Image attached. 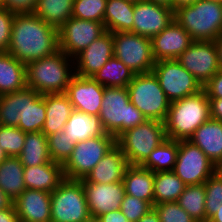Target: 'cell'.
<instances>
[{
  "label": "cell",
  "mask_w": 222,
  "mask_h": 222,
  "mask_svg": "<svg viewBox=\"0 0 222 222\" xmlns=\"http://www.w3.org/2000/svg\"><path fill=\"white\" fill-rule=\"evenodd\" d=\"M0 106L20 111L17 127L23 132H42L46 120L44 94L26 86L22 90L0 95Z\"/></svg>",
  "instance_id": "8fae6325"
},
{
  "label": "cell",
  "mask_w": 222,
  "mask_h": 222,
  "mask_svg": "<svg viewBox=\"0 0 222 222\" xmlns=\"http://www.w3.org/2000/svg\"><path fill=\"white\" fill-rule=\"evenodd\" d=\"M13 201L0 189V210L10 208Z\"/></svg>",
  "instance_id": "816d5d0a"
},
{
  "label": "cell",
  "mask_w": 222,
  "mask_h": 222,
  "mask_svg": "<svg viewBox=\"0 0 222 222\" xmlns=\"http://www.w3.org/2000/svg\"><path fill=\"white\" fill-rule=\"evenodd\" d=\"M6 158H7V155L4 153V151L0 147V163L3 162Z\"/></svg>",
  "instance_id": "680465c9"
},
{
  "label": "cell",
  "mask_w": 222,
  "mask_h": 222,
  "mask_svg": "<svg viewBox=\"0 0 222 222\" xmlns=\"http://www.w3.org/2000/svg\"><path fill=\"white\" fill-rule=\"evenodd\" d=\"M205 196L204 183L186 185L177 203L197 222H208L205 211Z\"/></svg>",
  "instance_id": "d590c367"
},
{
  "label": "cell",
  "mask_w": 222,
  "mask_h": 222,
  "mask_svg": "<svg viewBox=\"0 0 222 222\" xmlns=\"http://www.w3.org/2000/svg\"><path fill=\"white\" fill-rule=\"evenodd\" d=\"M47 139L52 161L63 165L70 157L74 143L63 130L47 136Z\"/></svg>",
  "instance_id": "f35d334b"
},
{
  "label": "cell",
  "mask_w": 222,
  "mask_h": 222,
  "mask_svg": "<svg viewBox=\"0 0 222 222\" xmlns=\"http://www.w3.org/2000/svg\"><path fill=\"white\" fill-rule=\"evenodd\" d=\"M160 222H197L177 202H166L153 205Z\"/></svg>",
  "instance_id": "60d3db41"
},
{
  "label": "cell",
  "mask_w": 222,
  "mask_h": 222,
  "mask_svg": "<svg viewBox=\"0 0 222 222\" xmlns=\"http://www.w3.org/2000/svg\"><path fill=\"white\" fill-rule=\"evenodd\" d=\"M19 218L14 205L10 208L0 210V222H18Z\"/></svg>",
  "instance_id": "681fc988"
},
{
  "label": "cell",
  "mask_w": 222,
  "mask_h": 222,
  "mask_svg": "<svg viewBox=\"0 0 222 222\" xmlns=\"http://www.w3.org/2000/svg\"><path fill=\"white\" fill-rule=\"evenodd\" d=\"M14 13L0 7V52H7L10 44Z\"/></svg>",
  "instance_id": "7bdbcfd3"
},
{
  "label": "cell",
  "mask_w": 222,
  "mask_h": 222,
  "mask_svg": "<svg viewBox=\"0 0 222 222\" xmlns=\"http://www.w3.org/2000/svg\"><path fill=\"white\" fill-rule=\"evenodd\" d=\"M74 75V59L60 49L26 64V86L42 95L65 93Z\"/></svg>",
  "instance_id": "7a4b0ae2"
},
{
  "label": "cell",
  "mask_w": 222,
  "mask_h": 222,
  "mask_svg": "<svg viewBox=\"0 0 222 222\" xmlns=\"http://www.w3.org/2000/svg\"><path fill=\"white\" fill-rule=\"evenodd\" d=\"M99 117L104 131L116 139L147 120L131 103L127 87H104Z\"/></svg>",
  "instance_id": "5b68a950"
},
{
  "label": "cell",
  "mask_w": 222,
  "mask_h": 222,
  "mask_svg": "<svg viewBox=\"0 0 222 222\" xmlns=\"http://www.w3.org/2000/svg\"><path fill=\"white\" fill-rule=\"evenodd\" d=\"M152 72L157 77L160 87L170 102L203 90L200 82L176 59L156 61Z\"/></svg>",
  "instance_id": "7c38bea8"
},
{
  "label": "cell",
  "mask_w": 222,
  "mask_h": 222,
  "mask_svg": "<svg viewBox=\"0 0 222 222\" xmlns=\"http://www.w3.org/2000/svg\"><path fill=\"white\" fill-rule=\"evenodd\" d=\"M58 50V29L33 13L14 15L8 53L27 64Z\"/></svg>",
  "instance_id": "6da1fadb"
},
{
  "label": "cell",
  "mask_w": 222,
  "mask_h": 222,
  "mask_svg": "<svg viewBox=\"0 0 222 222\" xmlns=\"http://www.w3.org/2000/svg\"><path fill=\"white\" fill-rule=\"evenodd\" d=\"M191 36L174 20L151 38L155 61L177 59L193 42Z\"/></svg>",
  "instance_id": "ffe728a7"
},
{
  "label": "cell",
  "mask_w": 222,
  "mask_h": 222,
  "mask_svg": "<svg viewBox=\"0 0 222 222\" xmlns=\"http://www.w3.org/2000/svg\"><path fill=\"white\" fill-rule=\"evenodd\" d=\"M210 118V101L202 91L170 103L165 124L166 138L189 140L195 130Z\"/></svg>",
  "instance_id": "3957f363"
},
{
  "label": "cell",
  "mask_w": 222,
  "mask_h": 222,
  "mask_svg": "<svg viewBox=\"0 0 222 222\" xmlns=\"http://www.w3.org/2000/svg\"><path fill=\"white\" fill-rule=\"evenodd\" d=\"M38 0H3L0 7L14 14H31L36 8Z\"/></svg>",
  "instance_id": "ee69618b"
},
{
  "label": "cell",
  "mask_w": 222,
  "mask_h": 222,
  "mask_svg": "<svg viewBox=\"0 0 222 222\" xmlns=\"http://www.w3.org/2000/svg\"><path fill=\"white\" fill-rule=\"evenodd\" d=\"M153 206L145 200L125 194L121 202L120 210L127 217L129 222H137Z\"/></svg>",
  "instance_id": "b9f144b4"
},
{
  "label": "cell",
  "mask_w": 222,
  "mask_h": 222,
  "mask_svg": "<svg viewBox=\"0 0 222 222\" xmlns=\"http://www.w3.org/2000/svg\"><path fill=\"white\" fill-rule=\"evenodd\" d=\"M208 98H222V70H219L203 87Z\"/></svg>",
  "instance_id": "f6af8a7d"
},
{
  "label": "cell",
  "mask_w": 222,
  "mask_h": 222,
  "mask_svg": "<svg viewBox=\"0 0 222 222\" xmlns=\"http://www.w3.org/2000/svg\"><path fill=\"white\" fill-rule=\"evenodd\" d=\"M105 32L104 23L71 17L58 29L59 49L74 59Z\"/></svg>",
  "instance_id": "5bb4252c"
},
{
  "label": "cell",
  "mask_w": 222,
  "mask_h": 222,
  "mask_svg": "<svg viewBox=\"0 0 222 222\" xmlns=\"http://www.w3.org/2000/svg\"><path fill=\"white\" fill-rule=\"evenodd\" d=\"M26 132L15 126L0 125V147L7 157H18L24 147Z\"/></svg>",
  "instance_id": "74e56055"
},
{
  "label": "cell",
  "mask_w": 222,
  "mask_h": 222,
  "mask_svg": "<svg viewBox=\"0 0 222 222\" xmlns=\"http://www.w3.org/2000/svg\"><path fill=\"white\" fill-rule=\"evenodd\" d=\"M127 89L131 103L147 120L165 122L171 102L153 72L135 74Z\"/></svg>",
  "instance_id": "8992f818"
},
{
  "label": "cell",
  "mask_w": 222,
  "mask_h": 222,
  "mask_svg": "<svg viewBox=\"0 0 222 222\" xmlns=\"http://www.w3.org/2000/svg\"><path fill=\"white\" fill-rule=\"evenodd\" d=\"M23 178L26 189L52 192L65 179L63 166L57 162L24 167Z\"/></svg>",
  "instance_id": "603a6c76"
},
{
  "label": "cell",
  "mask_w": 222,
  "mask_h": 222,
  "mask_svg": "<svg viewBox=\"0 0 222 222\" xmlns=\"http://www.w3.org/2000/svg\"><path fill=\"white\" fill-rule=\"evenodd\" d=\"M204 188L206 191V219L209 220L217 212L219 205L222 204V177L215 172L206 180Z\"/></svg>",
  "instance_id": "ab89813d"
},
{
  "label": "cell",
  "mask_w": 222,
  "mask_h": 222,
  "mask_svg": "<svg viewBox=\"0 0 222 222\" xmlns=\"http://www.w3.org/2000/svg\"><path fill=\"white\" fill-rule=\"evenodd\" d=\"M186 184L173 172L154 173V205L166 202H177Z\"/></svg>",
  "instance_id": "d6a6232c"
},
{
  "label": "cell",
  "mask_w": 222,
  "mask_h": 222,
  "mask_svg": "<svg viewBox=\"0 0 222 222\" xmlns=\"http://www.w3.org/2000/svg\"><path fill=\"white\" fill-rule=\"evenodd\" d=\"M51 222H93L81 180L65 178L51 192Z\"/></svg>",
  "instance_id": "ba28073f"
},
{
  "label": "cell",
  "mask_w": 222,
  "mask_h": 222,
  "mask_svg": "<svg viewBox=\"0 0 222 222\" xmlns=\"http://www.w3.org/2000/svg\"><path fill=\"white\" fill-rule=\"evenodd\" d=\"M63 131L74 144L106 133L99 115H90L77 110L72 111Z\"/></svg>",
  "instance_id": "4316f807"
},
{
  "label": "cell",
  "mask_w": 222,
  "mask_h": 222,
  "mask_svg": "<svg viewBox=\"0 0 222 222\" xmlns=\"http://www.w3.org/2000/svg\"><path fill=\"white\" fill-rule=\"evenodd\" d=\"M165 139L164 122L146 120L123 132L116 139V144L122 149L130 165H142L150 153Z\"/></svg>",
  "instance_id": "52a82bcc"
},
{
  "label": "cell",
  "mask_w": 222,
  "mask_h": 222,
  "mask_svg": "<svg viewBox=\"0 0 222 222\" xmlns=\"http://www.w3.org/2000/svg\"><path fill=\"white\" fill-rule=\"evenodd\" d=\"M210 101V118L222 121V98H208Z\"/></svg>",
  "instance_id": "c3c4849f"
},
{
  "label": "cell",
  "mask_w": 222,
  "mask_h": 222,
  "mask_svg": "<svg viewBox=\"0 0 222 222\" xmlns=\"http://www.w3.org/2000/svg\"><path fill=\"white\" fill-rule=\"evenodd\" d=\"M20 120V111L7 106H0V125L17 127Z\"/></svg>",
  "instance_id": "bcb514c9"
},
{
  "label": "cell",
  "mask_w": 222,
  "mask_h": 222,
  "mask_svg": "<svg viewBox=\"0 0 222 222\" xmlns=\"http://www.w3.org/2000/svg\"><path fill=\"white\" fill-rule=\"evenodd\" d=\"M18 158L24 167L51 162L47 136L43 132L26 133L24 147Z\"/></svg>",
  "instance_id": "4dcf8cb0"
},
{
  "label": "cell",
  "mask_w": 222,
  "mask_h": 222,
  "mask_svg": "<svg viewBox=\"0 0 222 222\" xmlns=\"http://www.w3.org/2000/svg\"><path fill=\"white\" fill-rule=\"evenodd\" d=\"M134 2L128 0H107L104 14L106 31L131 32L134 22Z\"/></svg>",
  "instance_id": "f1b7e54d"
},
{
  "label": "cell",
  "mask_w": 222,
  "mask_h": 222,
  "mask_svg": "<svg viewBox=\"0 0 222 222\" xmlns=\"http://www.w3.org/2000/svg\"><path fill=\"white\" fill-rule=\"evenodd\" d=\"M217 165L222 160V121L209 118L189 139Z\"/></svg>",
  "instance_id": "cb8c5ba5"
},
{
  "label": "cell",
  "mask_w": 222,
  "mask_h": 222,
  "mask_svg": "<svg viewBox=\"0 0 222 222\" xmlns=\"http://www.w3.org/2000/svg\"><path fill=\"white\" fill-rule=\"evenodd\" d=\"M174 21V10L170 7L146 0L135 2L134 5V34L152 38L161 33Z\"/></svg>",
  "instance_id": "2e32d148"
},
{
  "label": "cell",
  "mask_w": 222,
  "mask_h": 222,
  "mask_svg": "<svg viewBox=\"0 0 222 222\" xmlns=\"http://www.w3.org/2000/svg\"><path fill=\"white\" fill-rule=\"evenodd\" d=\"M217 212L208 220V222H222V204L217 208Z\"/></svg>",
  "instance_id": "11a10c76"
},
{
  "label": "cell",
  "mask_w": 222,
  "mask_h": 222,
  "mask_svg": "<svg viewBox=\"0 0 222 222\" xmlns=\"http://www.w3.org/2000/svg\"><path fill=\"white\" fill-rule=\"evenodd\" d=\"M176 60L190 72L203 87L221 70L214 41L194 40Z\"/></svg>",
  "instance_id": "9a60e30c"
},
{
  "label": "cell",
  "mask_w": 222,
  "mask_h": 222,
  "mask_svg": "<svg viewBox=\"0 0 222 222\" xmlns=\"http://www.w3.org/2000/svg\"><path fill=\"white\" fill-rule=\"evenodd\" d=\"M113 55L112 32L106 31L74 58L75 74L93 77Z\"/></svg>",
  "instance_id": "d6986e66"
},
{
  "label": "cell",
  "mask_w": 222,
  "mask_h": 222,
  "mask_svg": "<svg viewBox=\"0 0 222 222\" xmlns=\"http://www.w3.org/2000/svg\"><path fill=\"white\" fill-rule=\"evenodd\" d=\"M24 166L18 157H7L0 163V189L14 201L25 189Z\"/></svg>",
  "instance_id": "f546056e"
},
{
  "label": "cell",
  "mask_w": 222,
  "mask_h": 222,
  "mask_svg": "<svg viewBox=\"0 0 222 222\" xmlns=\"http://www.w3.org/2000/svg\"><path fill=\"white\" fill-rule=\"evenodd\" d=\"M65 94L73 109L90 115H99L104 94V86L92 77L74 75Z\"/></svg>",
  "instance_id": "ac0fdd59"
},
{
  "label": "cell",
  "mask_w": 222,
  "mask_h": 222,
  "mask_svg": "<svg viewBox=\"0 0 222 222\" xmlns=\"http://www.w3.org/2000/svg\"><path fill=\"white\" fill-rule=\"evenodd\" d=\"M115 144L116 138L109 133L74 144L70 157L62 165L65 178L84 179Z\"/></svg>",
  "instance_id": "9c48e42d"
},
{
  "label": "cell",
  "mask_w": 222,
  "mask_h": 222,
  "mask_svg": "<svg viewBox=\"0 0 222 222\" xmlns=\"http://www.w3.org/2000/svg\"><path fill=\"white\" fill-rule=\"evenodd\" d=\"M174 20L195 41H214L222 33V3L197 0L174 10Z\"/></svg>",
  "instance_id": "277c9868"
},
{
  "label": "cell",
  "mask_w": 222,
  "mask_h": 222,
  "mask_svg": "<svg viewBox=\"0 0 222 222\" xmlns=\"http://www.w3.org/2000/svg\"><path fill=\"white\" fill-rule=\"evenodd\" d=\"M13 205L19 220L26 222H51V193L25 189Z\"/></svg>",
  "instance_id": "44dd1931"
},
{
  "label": "cell",
  "mask_w": 222,
  "mask_h": 222,
  "mask_svg": "<svg viewBox=\"0 0 222 222\" xmlns=\"http://www.w3.org/2000/svg\"><path fill=\"white\" fill-rule=\"evenodd\" d=\"M210 1L222 3V0H210Z\"/></svg>",
  "instance_id": "91938a15"
},
{
  "label": "cell",
  "mask_w": 222,
  "mask_h": 222,
  "mask_svg": "<svg viewBox=\"0 0 222 222\" xmlns=\"http://www.w3.org/2000/svg\"><path fill=\"white\" fill-rule=\"evenodd\" d=\"M44 101L46 120L42 132L49 136L64 129L74 109L65 93L44 94Z\"/></svg>",
  "instance_id": "d4e9b609"
},
{
  "label": "cell",
  "mask_w": 222,
  "mask_h": 222,
  "mask_svg": "<svg viewBox=\"0 0 222 222\" xmlns=\"http://www.w3.org/2000/svg\"><path fill=\"white\" fill-rule=\"evenodd\" d=\"M128 1H131V2H138V1H142V0H128Z\"/></svg>",
  "instance_id": "94428289"
},
{
  "label": "cell",
  "mask_w": 222,
  "mask_h": 222,
  "mask_svg": "<svg viewBox=\"0 0 222 222\" xmlns=\"http://www.w3.org/2000/svg\"><path fill=\"white\" fill-rule=\"evenodd\" d=\"M216 172L222 177V160L216 165Z\"/></svg>",
  "instance_id": "6f0895ef"
},
{
  "label": "cell",
  "mask_w": 222,
  "mask_h": 222,
  "mask_svg": "<svg viewBox=\"0 0 222 222\" xmlns=\"http://www.w3.org/2000/svg\"><path fill=\"white\" fill-rule=\"evenodd\" d=\"M129 165L122 149L115 144L84 180L89 183L101 184L121 182Z\"/></svg>",
  "instance_id": "7402d4cb"
},
{
  "label": "cell",
  "mask_w": 222,
  "mask_h": 222,
  "mask_svg": "<svg viewBox=\"0 0 222 222\" xmlns=\"http://www.w3.org/2000/svg\"><path fill=\"white\" fill-rule=\"evenodd\" d=\"M178 141L166 138L149 155L141 165L153 173L172 171L177 160Z\"/></svg>",
  "instance_id": "e575fe53"
},
{
  "label": "cell",
  "mask_w": 222,
  "mask_h": 222,
  "mask_svg": "<svg viewBox=\"0 0 222 222\" xmlns=\"http://www.w3.org/2000/svg\"><path fill=\"white\" fill-rule=\"evenodd\" d=\"M125 194L154 205V173L141 165H129L123 177Z\"/></svg>",
  "instance_id": "484cf974"
},
{
  "label": "cell",
  "mask_w": 222,
  "mask_h": 222,
  "mask_svg": "<svg viewBox=\"0 0 222 222\" xmlns=\"http://www.w3.org/2000/svg\"><path fill=\"white\" fill-rule=\"evenodd\" d=\"M26 87V64L8 52H0V95Z\"/></svg>",
  "instance_id": "83f0119b"
},
{
  "label": "cell",
  "mask_w": 222,
  "mask_h": 222,
  "mask_svg": "<svg viewBox=\"0 0 222 222\" xmlns=\"http://www.w3.org/2000/svg\"><path fill=\"white\" fill-rule=\"evenodd\" d=\"M218 54L219 66L222 70V33L214 40Z\"/></svg>",
  "instance_id": "f5cc1de1"
},
{
  "label": "cell",
  "mask_w": 222,
  "mask_h": 222,
  "mask_svg": "<svg viewBox=\"0 0 222 222\" xmlns=\"http://www.w3.org/2000/svg\"><path fill=\"white\" fill-rule=\"evenodd\" d=\"M85 192L88 210L92 220L113 210H119L125 195L123 181L101 184L80 179Z\"/></svg>",
  "instance_id": "e0dca14e"
},
{
  "label": "cell",
  "mask_w": 222,
  "mask_h": 222,
  "mask_svg": "<svg viewBox=\"0 0 222 222\" xmlns=\"http://www.w3.org/2000/svg\"><path fill=\"white\" fill-rule=\"evenodd\" d=\"M197 0H172V9L175 10L179 7L193 4Z\"/></svg>",
  "instance_id": "db71d44e"
},
{
  "label": "cell",
  "mask_w": 222,
  "mask_h": 222,
  "mask_svg": "<svg viewBox=\"0 0 222 222\" xmlns=\"http://www.w3.org/2000/svg\"><path fill=\"white\" fill-rule=\"evenodd\" d=\"M186 185H199L216 172V165L189 140L178 141L177 160L172 170Z\"/></svg>",
  "instance_id": "4fadbf2b"
},
{
  "label": "cell",
  "mask_w": 222,
  "mask_h": 222,
  "mask_svg": "<svg viewBox=\"0 0 222 222\" xmlns=\"http://www.w3.org/2000/svg\"><path fill=\"white\" fill-rule=\"evenodd\" d=\"M114 56L134 74L152 72L156 63L152 53L151 38L132 32H114Z\"/></svg>",
  "instance_id": "30bf717a"
},
{
  "label": "cell",
  "mask_w": 222,
  "mask_h": 222,
  "mask_svg": "<svg viewBox=\"0 0 222 222\" xmlns=\"http://www.w3.org/2000/svg\"><path fill=\"white\" fill-rule=\"evenodd\" d=\"M134 75L125 64L113 55L92 78L104 87H127Z\"/></svg>",
  "instance_id": "836d02e7"
},
{
  "label": "cell",
  "mask_w": 222,
  "mask_h": 222,
  "mask_svg": "<svg viewBox=\"0 0 222 222\" xmlns=\"http://www.w3.org/2000/svg\"><path fill=\"white\" fill-rule=\"evenodd\" d=\"M107 0H74L72 17L104 23Z\"/></svg>",
  "instance_id": "8d00e7d4"
},
{
  "label": "cell",
  "mask_w": 222,
  "mask_h": 222,
  "mask_svg": "<svg viewBox=\"0 0 222 222\" xmlns=\"http://www.w3.org/2000/svg\"><path fill=\"white\" fill-rule=\"evenodd\" d=\"M93 222H129V220L119 209L104 213L98 216Z\"/></svg>",
  "instance_id": "7dc6e473"
},
{
  "label": "cell",
  "mask_w": 222,
  "mask_h": 222,
  "mask_svg": "<svg viewBox=\"0 0 222 222\" xmlns=\"http://www.w3.org/2000/svg\"><path fill=\"white\" fill-rule=\"evenodd\" d=\"M74 0H38L33 14L59 29L72 17Z\"/></svg>",
  "instance_id": "1f68e13d"
},
{
  "label": "cell",
  "mask_w": 222,
  "mask_h": 222,
  "mask_svg": "<svg viewBox=\"0 0 222 222\" xmlns=\"http://www.w3.org/2000/svg\"><path fill=\"white\" fill-rule=\"evenodd\" d=\"M137 222H160L158 213L152 207L144 216H142Z\"/></svg>",
  "instance_id": "f907efd6"
},
{
  "label": "cell",
  "mask_w": 222,
  "mask_h": 222,
  "mask_svg": "<svg viewBox=\"0 0 222 222\" xmlns=\"http://www.w3.org/2000/svg\"><path fill=\"white\" fill-rule=\"evenodd\" d=\"M146 1L153 2L156 4H160V5H164V6L170 7L172 9V0H146Z\"/></svg>",
  "instance_id": "9f6ffc18"
}]
</instances>
